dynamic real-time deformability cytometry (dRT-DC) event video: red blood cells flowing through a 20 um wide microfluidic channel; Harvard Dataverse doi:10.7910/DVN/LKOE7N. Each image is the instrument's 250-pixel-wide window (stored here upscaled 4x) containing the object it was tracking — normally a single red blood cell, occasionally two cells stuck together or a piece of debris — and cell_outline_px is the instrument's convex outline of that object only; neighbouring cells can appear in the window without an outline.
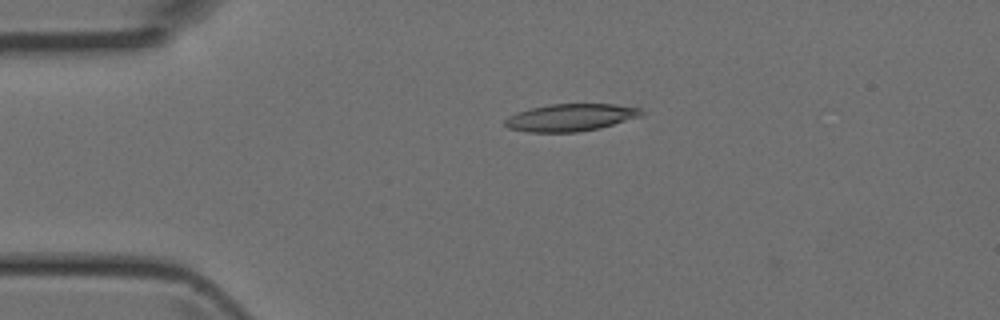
{"species": "Egyptian fruit bat (a non-hibernating species)", "species_latin": "Rousettus aegyptiacus", "temperature_condition": "room temperature", "stored_images_in_passage": 2, "camera_frame_rate_fps": 3000, "um_per_image_px": 0.085, "animal": {"sex": "female"}, "frame": {"image": 1, "passage_image": 1, "time_ms": 0.0, "image_size_px": [1000, 320], "cell_outline_px": [[644, 112], [640, 116], [600, 128], [576, 132], [528, 132], [508, 128], [504, 124], [504, 120], [508, 116], [532, 108], [552, 104], [612, 104], [640, 108]], "centroid_in_image_um": [48.49, 9.99], "position_along_channel_um": 36.5, "area_um2": 21.44}}